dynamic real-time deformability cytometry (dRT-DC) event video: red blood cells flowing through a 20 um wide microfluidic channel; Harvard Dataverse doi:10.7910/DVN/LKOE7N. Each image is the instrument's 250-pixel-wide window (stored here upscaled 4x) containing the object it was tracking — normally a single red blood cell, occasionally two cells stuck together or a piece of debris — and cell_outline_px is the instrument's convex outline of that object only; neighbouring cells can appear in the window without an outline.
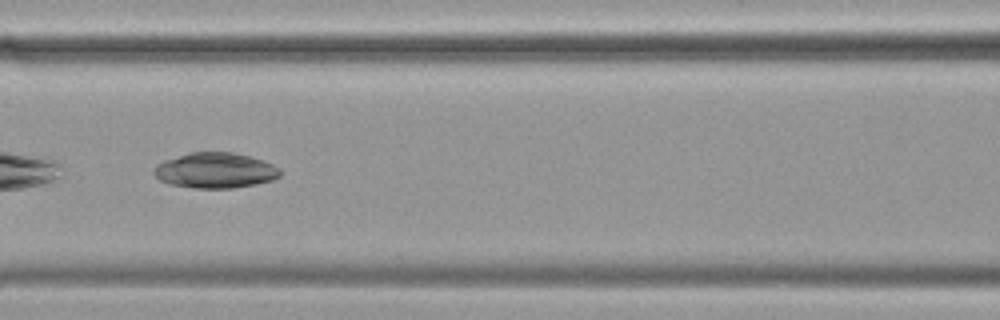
{"species": "common noctule bat (a hibernating species)", "species_latin": "Nyctalus noctula", "temperature_condition": "cold", "stored_images_in_passage": 22, "camera_frame_rate_fps": 3000, "um_per_image_px": 0.085, "animal": {"sex": "female", "body_mass_g": 19.9}, "frame": {"image": 1, "passage_image": 13, "time_ms": 4.0, "image_size_px": [1000, 320], "cell_outline_px": [[280, 176], [272, 180], [256, 184], [232, 188], [192, 188], [168, 184], [160, 180], [152, 172], [152, 168], [156, 164], [164, 160], [192, 152], [232, 152], [248, 156], [272, 164], [280, 168]], "centroid_in_image_um": [18.25, 14.49], "position_along_channel_um": 148.3, "area_um2": 26.07}}